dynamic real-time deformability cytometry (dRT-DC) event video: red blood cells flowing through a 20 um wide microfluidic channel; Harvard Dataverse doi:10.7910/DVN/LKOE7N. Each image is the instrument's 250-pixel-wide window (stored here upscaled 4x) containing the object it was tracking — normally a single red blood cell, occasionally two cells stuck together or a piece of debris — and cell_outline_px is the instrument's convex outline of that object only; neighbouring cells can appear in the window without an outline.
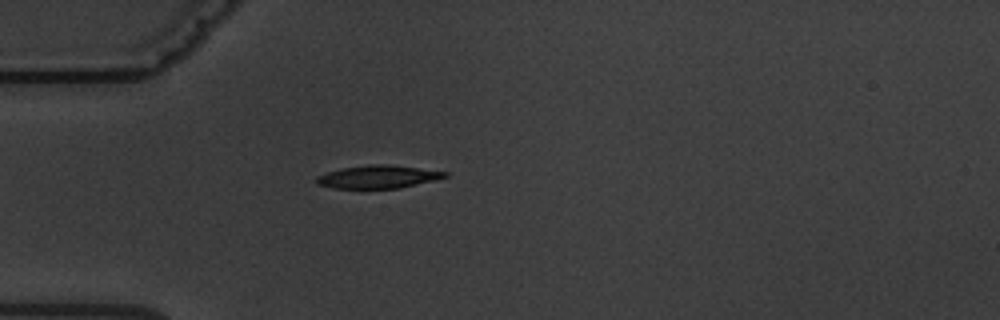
{"species": "common noctule bat (a hibernating species)", "species_latin": "Nyctalus noctula", "temperature_condition": "warm", "stored_images_in_passage": 1, "camera_frame_rate_fps": 3000, "um_per_image_px": 0.085, "animal": {"sex": "male", "body_mass_g": 19.5, "forearm_length_mm": 54.6}, "frame": {"image": 1, "passage_image": 1, "time_ms": 0.0, "image_size_px": [1000, 320], "cell_outline_px": [[448, 176], [436, 180], [400, 188], [332, 188], [316, 184], [316, 176], [328, 172], [344, 168], [368, 164], [392, 164], [448, 172]], "centroid_in_image_um": [32.16, 15.02], "position_along_channel_um": 52.8, "area_um2": 17.22}}